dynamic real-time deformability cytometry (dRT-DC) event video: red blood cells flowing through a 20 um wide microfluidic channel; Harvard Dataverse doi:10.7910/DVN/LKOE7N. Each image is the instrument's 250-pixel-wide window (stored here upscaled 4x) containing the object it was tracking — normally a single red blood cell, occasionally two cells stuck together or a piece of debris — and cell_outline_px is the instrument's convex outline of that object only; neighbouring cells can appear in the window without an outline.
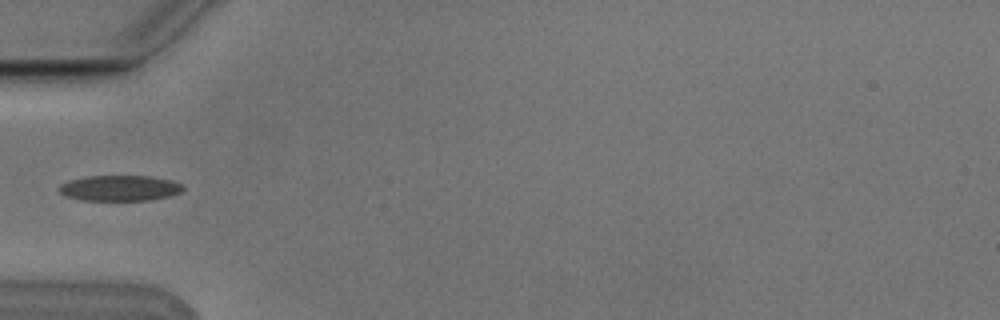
{"species": "Egyptian fruit bat (a non-hibernating species)", "species_latin": "Rousettus aegyptiacus", "temperature_condition": "cold", "stored_images_in_passage": 6, "camera_frame_rate_fps": 3000, "um_per_image_px": 0.085, "animal": {"sex": "male"}, "frame": {"image": 1, "passage_image": 4, "time_ms": 1.0, "image_size_px": [1000, 320], "cell_outline_px": [[184, 188], [180, 192], [172, 196], [152, 200], [84, 200], [64, 196], [60, 192], [60, 184], [68, 180], [88, 176], [148, 176], [168, 180], [184, 184]], "centroid_in_image_um": [10.19, 15.99], "position_along_channel_um": 74.8, "area_um2": 18.5}}